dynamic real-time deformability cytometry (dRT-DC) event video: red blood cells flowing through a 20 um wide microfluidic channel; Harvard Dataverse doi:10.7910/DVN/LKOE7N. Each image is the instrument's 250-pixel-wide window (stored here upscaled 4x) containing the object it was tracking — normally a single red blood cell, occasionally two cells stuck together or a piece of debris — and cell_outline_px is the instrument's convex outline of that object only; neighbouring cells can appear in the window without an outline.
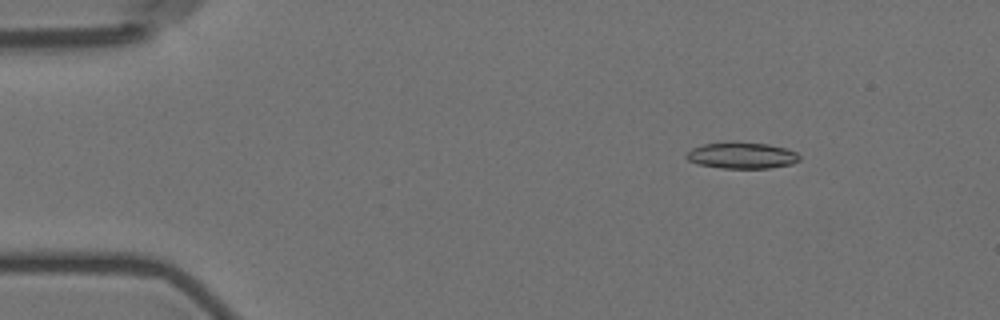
{"species": "Egyptian fruit bat (a non-hibernating species)", "species_latin": "Rousettus aegyptiacus", "temperature_condition": "room temperature", "stored_images_in_passage": 9, "camera_frame_rate_fps": 3000, "um_per_image_px": 0.085, "animal": {"sex": "female"}, "frame": {"image": 1, "passage_image": 2, "time_ms": 1.0, "image_size_px": [1000, 320], "cell_outline_px": [[800, 160], [792, 164], [768, 168], [720, 168], [696, 164], [688, 160], [684, 156], [692, 148], [704, 144], [732, 140], [768, 144], [784, 148], [796, 152], [800, 156]], "centroid_in_image_um": [63.02, 13.2], "position_along_channel_um": 22.0, "area_um2": 17.69}}
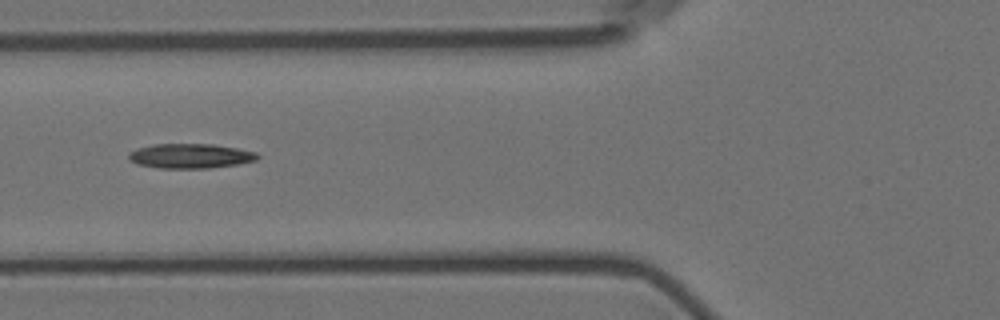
{"frame": {"image": 2, "passage_image": 6, "time_ms": 5.667, "image_size_px": [1000, 320], "cell_outline_px": [[260, 156], [256, 160], [240, 164], [208, 168], [160, 168], [136, 164], [128, 160], [128, 152], [136, 148], [152, 144], [212, 144], [236, 148], [256, 152]], "centroid_in_image_um": [16.14, 13.26], "position_along_channel_um": 109.7, "area_um2": 18.67}}
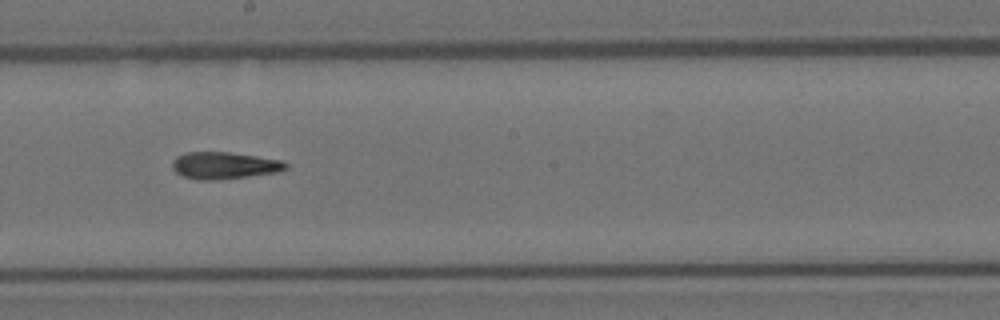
{"frame": {"image": 3, "passage_image": 9, "time_ms": 9.0, "image_size_px": [1000, 320], "cell_outline_px": [[288, 168], [280, 172], [216, 180], [196, 180], [184, 176], [176, 172], [172, 168], [172, 160], [176, 156], [188, 152], [228, 152], [284, 160], [288, 164]], "centroid_in_image_um": [19.08, 14.06], "position_along_channel_um": 229.1, "area_um2": 17.98}}